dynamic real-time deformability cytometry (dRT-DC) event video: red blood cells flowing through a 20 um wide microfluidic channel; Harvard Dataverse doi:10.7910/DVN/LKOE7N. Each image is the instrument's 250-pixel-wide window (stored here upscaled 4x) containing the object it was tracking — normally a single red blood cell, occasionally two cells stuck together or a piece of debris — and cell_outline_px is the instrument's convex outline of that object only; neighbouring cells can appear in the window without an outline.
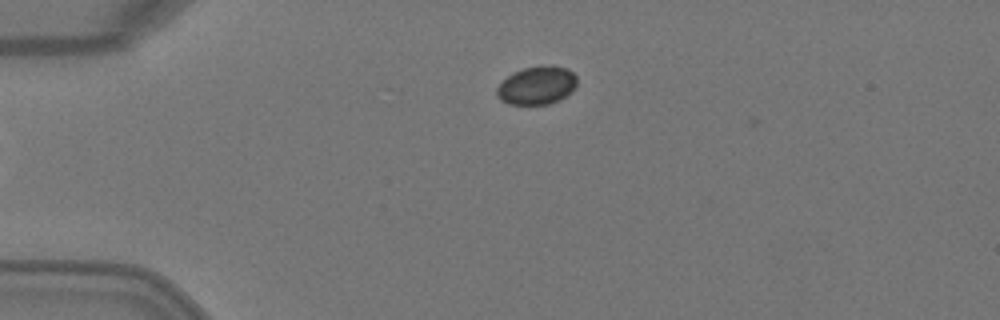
{"species": "Egyptian fruit bat (a non-hibernating species)", "species_latin": "Rousettus aegyptiacus", "temperature_condition": "warm", "stored_images_in_passage": 3, "camera_frame_rate_fps": 3000, "um_per_image_px": 0.085, "animal": {"sex": "female"}, "frame": {"image": 1, "passage_image": 3, "time_ms": 0.667, "image_size_px": [1000, 320], "cell_outline_px": [[576, 84], [560, 100], [548, 104], [508, 104], [500, 100], [496, 96], [496, 88], [512, 72], [524, 68], [552, 64], [568, 68], [576, 76]], "centroid_in_image_um": [45.61, 7.25], "position_along_channel_um": 39.4, "area_um2": 17.8}}